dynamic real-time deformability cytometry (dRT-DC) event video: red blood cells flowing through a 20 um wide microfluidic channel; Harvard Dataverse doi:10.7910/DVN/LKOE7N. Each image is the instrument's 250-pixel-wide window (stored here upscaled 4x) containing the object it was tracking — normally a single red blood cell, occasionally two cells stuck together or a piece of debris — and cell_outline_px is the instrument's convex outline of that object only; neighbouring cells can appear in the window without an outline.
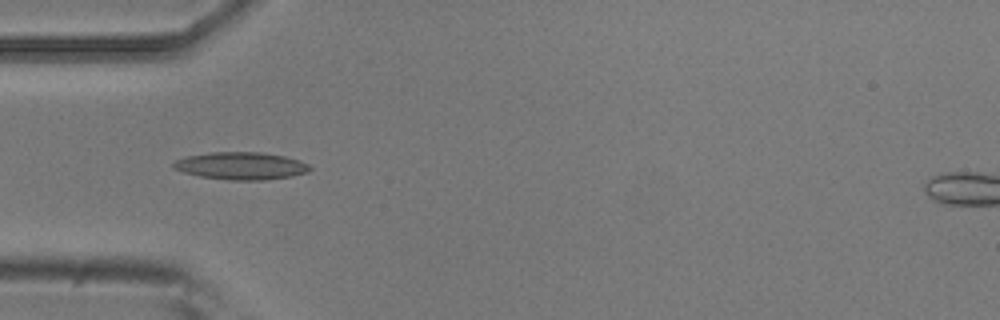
{"species": "common noctule bat (a hibernating species)", "species_latin": "Nyctalus noctula", "temperature_condition": "room temperature", "stored_images_in_passage": 5, "camera_frame_rate_fps": 3000, "um_per_image_px": 0.085, "animal": {"sex": "male", "body_mass_g": 20.5, "forearm_length_mm": 52.5}, "frame": {"image": 1, "passage_image": 5, "time_ms": 1.333, "image_size_px": [1000, 320], "cell_outline_px": [[312, 168], [308, 172], [292, 176], [264, 180], [228, 180], [200, 176], [184, 172], [172, 168], [172, 164], [176, 160], [188, 156], [212, 152], [260, 152], [284, 156], [300, 160], [308, 164]], "centroid_in_image_um": [20.51, 14.1], "position_along_channel_um": 64.5, "area_um2": 21.79}}